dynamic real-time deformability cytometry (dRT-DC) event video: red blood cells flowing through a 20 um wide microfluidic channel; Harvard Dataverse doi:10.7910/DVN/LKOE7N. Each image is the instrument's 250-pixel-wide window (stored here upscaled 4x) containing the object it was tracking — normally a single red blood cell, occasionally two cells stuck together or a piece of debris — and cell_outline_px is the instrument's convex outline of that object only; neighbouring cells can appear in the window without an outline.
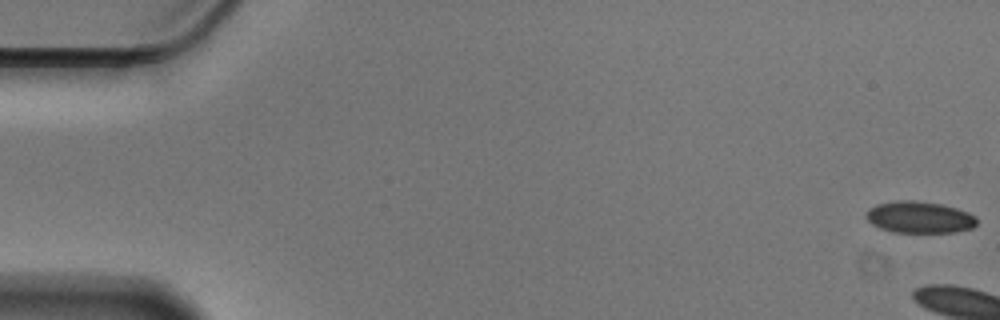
{"species": "Egyptian fruit bat (a non-hibernating species)", "species_latin": "Rousettus aegyptiacus", "temperature_condition": "cold", "stored_images_in_passage": 5, "camera_frame_rate_fps": 3000, "um_per_image_px": 0.085, "animal": {"sex": "male"}, "frame": {"image": 1, "passage_image": 1, "time_ms": 0.0, "image_size_px": [1000, 320], "cell_outline_px": [[976, 224], [972, 228], [956, 232], [892, 232], [880, 228], [872, 224], [864, 216], [868, 208], [876, 204], [896, 200], [916, 200], [940, 204], [956, 208], [968, 212], [976, 216]], "centroid_in_image_um": [78.12, 18.46], "position_along_channel_um": 6.9, "area_um2": 20.58}}